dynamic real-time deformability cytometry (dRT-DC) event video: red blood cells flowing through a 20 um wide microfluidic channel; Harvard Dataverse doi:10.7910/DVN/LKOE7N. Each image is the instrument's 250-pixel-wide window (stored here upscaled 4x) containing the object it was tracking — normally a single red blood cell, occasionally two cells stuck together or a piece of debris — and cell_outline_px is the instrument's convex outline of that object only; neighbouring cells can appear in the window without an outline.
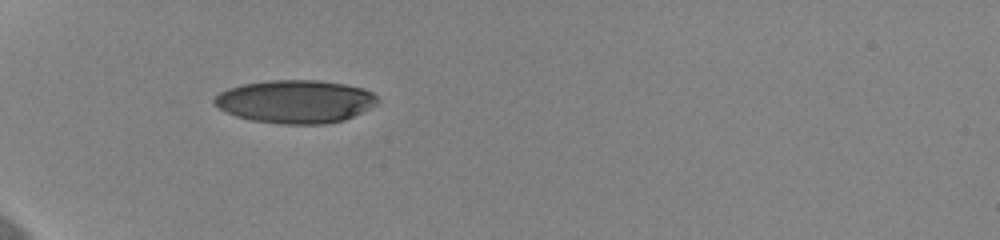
{"species": "human", "species_latin": "Homo sapiens", "temperature_condition": "cold", "stored_images_in_passage": 34, "camera_frame_rate_fps": 3000, "um_per_image_px": 0.085, "donor": {"sex": "female"}, "frame": {"image": 1, "passage_image": 1, "time_ms": 0.0, "image_size_px": [1000, 240], "cell_outline_px": [[380, 100], [376, 104], [344, 120], [324, 124], [284, 124], [252, 120], [236, 116], [212, 104], [212, 100], [220, 92], [228, 88], [244, 84], [268, 80], [316, 80], [344, 84], [364, 88], [372, 92]], "centroid_in_image_um": [25.1, 8.62], "position_along_channel_um": 59.9, "area_um2": 40.81}}
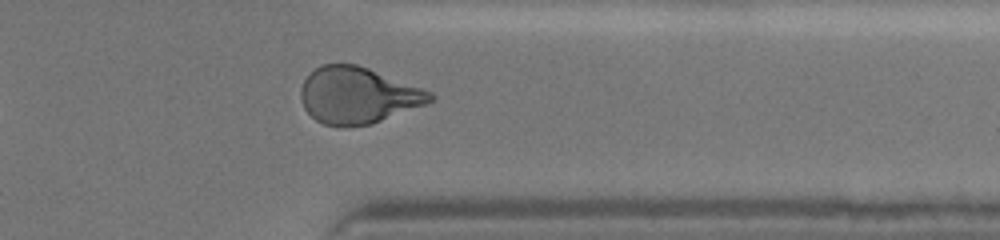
{"frame": {"image": 2, "passage_image": 29, "time_ms": 9.333, "image_size_px": [1000, 240], "cell_outline_px": [[436, 100], [428, 104], [372, 124], [340, 128], [324, 124], [316, 120], [304, 108], [300, 96], [300, 88], [304, 80], [320, 64], [356, 64], [368, 68], [432, 92], [436, 96]], "centroid_in_image_um": [30.43, 8.13], "position_along_channel_um": 381.0, "area_um2": 42.77}, "authors_computed_cell_mechanics": {"area_um2": 42.194, "velocity_mm_per_s": 3.6453, "shape_relaxation_time_tau1_ms": 4.5039, "shape_relaxation_time_tau2_ms": 1.1469, "deformation_change_tau1": 0.1877, "deformation_change_tau2": 0.0669}}